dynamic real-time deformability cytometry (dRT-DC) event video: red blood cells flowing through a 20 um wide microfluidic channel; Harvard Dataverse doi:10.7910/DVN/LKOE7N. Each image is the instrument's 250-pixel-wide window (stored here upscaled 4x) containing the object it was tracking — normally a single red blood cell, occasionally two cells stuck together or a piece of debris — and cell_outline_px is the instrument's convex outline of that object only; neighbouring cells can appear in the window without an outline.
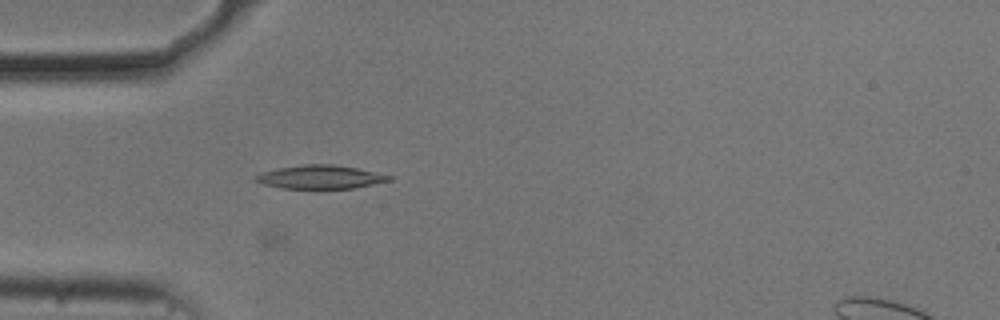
{"species": "common noctule bat (a hibernating species)", "species_latin": "Nyctalus noctula", "temperature_condition": "cold", "stored_images_in_passage": 12, "camera_frame_rate_fps": 3000, "um_per_image_px": 0.085, "animal": {"sex": "male", "body_mass_g": 20.5, "forearm_length_mm": 52.5}, "frame": {"image": 1, "passage_image": 7, "time_ms": 2.0, "image_size_px": [1000, 320], "cell_outline_px": [[392, 180], [352, 188], [284, 188], [264, 184], [252, 180], [252, 176], [264, 172], [280, 168], [304, 164], [332, 164], [356, 168], [392, 176]], "centroid_in_image_um": [27.19, 15.04], "position_along_channel_um": 57.8, "area_um2": 17.98}}
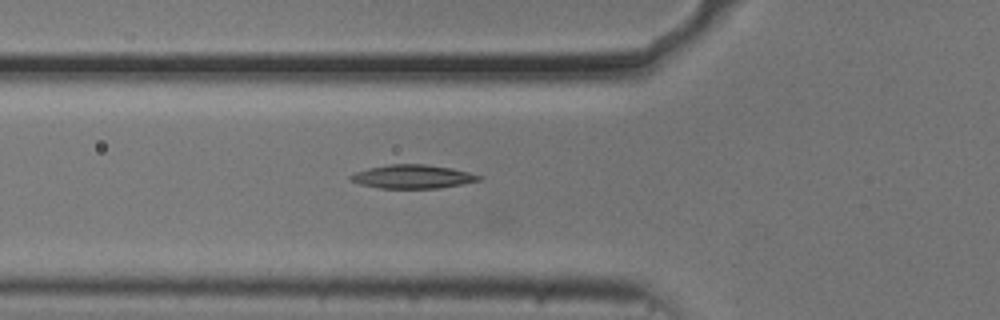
{"frame": {"image": 2, "passage_image": 10, "time_ms": 3.0, "image_size_px": [1000, 320], "cell_outline_px": [[484, 176], [480, 180], [440, 188], [380, 188], [360, 184], [348, 180], [348, 176], [356, 172], [368, 168], [388, 164], [428, 164], [452, 168]], "centroid_in_image_um": [35.05, 15.0], "position_along_channel_um": 90.7, "area_um2": 17.74}}